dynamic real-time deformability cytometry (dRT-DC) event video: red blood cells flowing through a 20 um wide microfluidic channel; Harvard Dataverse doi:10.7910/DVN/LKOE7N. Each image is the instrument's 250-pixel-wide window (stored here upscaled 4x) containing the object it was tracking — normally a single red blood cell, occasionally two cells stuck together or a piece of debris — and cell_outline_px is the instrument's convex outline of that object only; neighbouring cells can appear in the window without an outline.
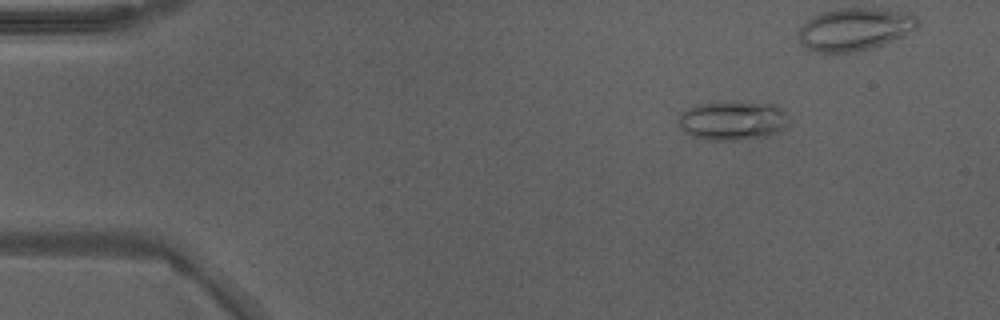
{"species": "Egyptian fruit bat (a non-hibernating species)", "species_latin": "Rousettus aegyptiacus", "temperature_condition": "warm", "stored_images_in_passage": 41, "camera_frame_rate_fps": 3000, "um_per_image_px": 0.085, "animal": {"sex": "male"}, "frame": {"image": 1, "passage_image": 7, "time_ms": 2.0, "image_size_px": [1000, 320], "cell_outline_px": [[784, 128], [780, 132], [768, 136], [740, 140], [704, 140], [692, 136], [684, 132], [676, 124], [676, 120], [680, 112], [696, 104], [716, 100], [736, 100], [776, 104], [784, 112]], "centroid_in_image_um": [62.17, 10.21], "position_along_channel_um": 22.8, "area_um2": 26.07}}
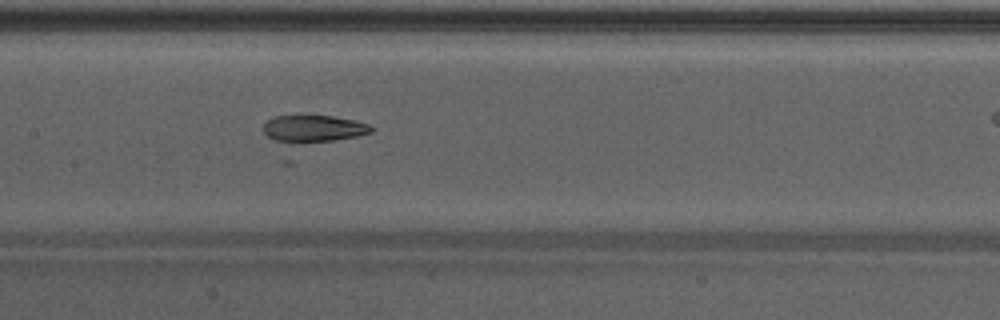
{"frame": {"image": 2, "passage_image": 24, "time_ms": 7.667, "image_size_px": [1000, 320], "cell_outline_px": [[376, 128], [372, 132], [292, 164], [284, 164], [280, 160], [264, 132], [264, 124], [268, 120], [276, 116], [332, 116], [356, 120], [368, 124]], "centroid_in_image_um": [26.42, 11.48], "position_along_channel_um": 181.0, "area_um2": 24.74}}
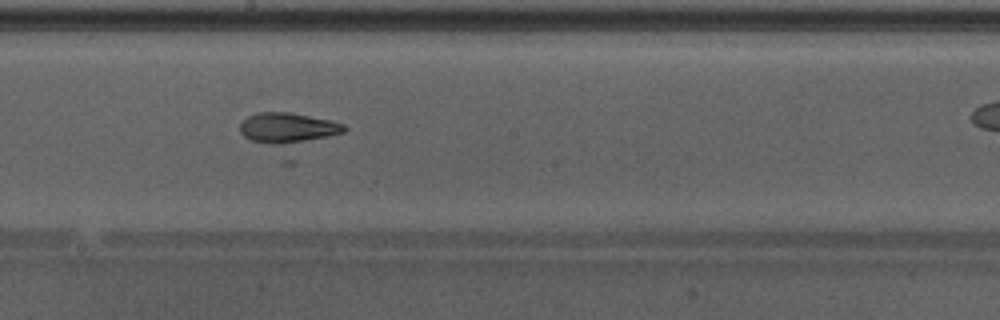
{"frame": {"image": 3, "passage_image": 27, "time_ms": 8.667, "image_size_px": [1000, 320], "cell_outline_px": [[348, 128], [344, 132], [296, 144], [272, 144], [252, 140], [244, 136], [240, 132], [240, 124], [248, 116], [256, 112], [288, 112], [332, 120], [344, 124]], "centroid_in_image_um": [24.48, 10.86], "position_along_channel_um": 223.7, "area_um2": 18.44}}